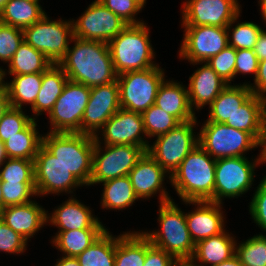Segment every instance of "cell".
Here are the masks:
<instances>
[{
    "label": "cell",
    "instance_id": "obj_51",
    "mask_svg": "<svg viewBox=\"0 0 266 266\" xmlns=\"http://www.w3.org/2000/svg\"><path fill=\"white\" fill-rule=\"evenodd\" d=\"M253 51L255 52V55L257 56L259 61L266 59V31L264 30V28L258 36Z\"/></svg>",
    "mask_w": 266,
    "mask_h": 266
},
{
    "label": "cell",
    "instance_id": "obj_56",
    "mask_svg": "<svg viewBox=\"0 0 266 266\" xmlns=\"http://www.w3.org/2000/svg\"><path fill=\"white\" fill-rule=\"evenodd\" d=\"M258 4L260 6L261 16L262 20H264V23L266 24V0H259Z\"/></svg>",
    "mask_w": 266,
    "mask_h": 266
},
{
    "label": "cell",
    "instance_id": "obj_33",
    "mask_svg": "<svg viewBox=\"0 0 266 266\" xmlns=\"http://www.w3.org/2000/svg\"><path fill=\"white\" fill-rule=\"evenodd\" d=\"M139 231H127L117 236L114 266L144 265L145 235Z\"/></svg>",
    "mask_w": 266,
    "mask_h": 266
},
{
    "label": "cell",
    "instance_id": "obj_7",
    "mask_svg": "<svg viewBox=\"0 0 266 266\" xmlns=\"http://www.w3.org/2000/svg\"><path fill=\"white\" fill-rule=\"evenodd\" d=\"M198 133L199 145L214 159L242 157L260 143L248 132L225 123L205 121Z\"/></svg>",
    "mask_w": 266,
    "mask_h": 266
},
{
    "label": "cell",
    "instance_id": "obj_16",
    "mask_svg": "<svg viewBox=\"0 0 266 266\" xmlns=\"http://www.w3.org/2000/svg\"><path fill=\"white\" fill-rule=\"evenodd\" d=\"M241 9L238 0H186L181 26L227 27Z\"/></svg>",
    "mask_w": 266,
    "mask_h": 266
},
{
    "label": "cell",
    "instance_id": "obj_50",
    "mask_svg": "<svg viewBox=\"0 0 266 266\" xmlns=\"http://www.w3.org/2000/svg\"><path fill=\"white\" fill-rule=\"evenodd\" d=\"M243 84L248 85L253 94L266 99V59L259 61L258 73L254 83L245 82Z\"/></svg>",
    "mask_w": 266,
    "mask_h": 266
},
{
    "label": "cell",
    "instance_id": "obj_54",
    "mask_svg": "<svg viewBox=\"0 0 266 266\" xmlns=\"http://www.w3.org/2000/svg\"><path fill=\"white\" fill-rule=\"evenodd\" d=\"M260 157L262 160V164L266 163V116L264 119V128H263V136H262V140L260 142Z\"/></svg>",
    "mask_w": 266,
    "mask_h": 266
},
{
    "label": "cell",
    "instance_id": "obj_4",
    "mask_svg": "<svg viewBox=\"0 0 266 266\" xmlns=\"http://www.w3.org/2000/svg\"><path fill=\"white\" fill-rule=\"evenodd\" d=\"M147 27L146 23L127 25L108 43L117 75L159 65L153 61L156 54Z\"/></svg>",
    "mask_w": 266,
    "mask_h": 266
},
{
    "label": "cell",
    "instance_id": "obj_35",
    "mask_svg": "<svg viewBox=\"0 0 266 266\" xmlns=\"http://www.w3.org/2000/svg\"><path fill=\"white\" fill-rule=\"evenodd\" d=\"M7 65L8 75L15 76L43 73L52 63L42 52L23 40Z\"/></svg>",
    "mask_w": 266,
    "mask_h": 266
},
{
    "label": "cell",
    "instance_id": "obj_62",
    "mask_svg": "<svg viewBox=\"0 0 266 266\" xmlns=\"http://www.w3.org/2000/svg\"><path fill=\"white\" fill-rule=\"evenodd\" d=\"M3 85L2 70L0 69V87Z\"/></svg>",
    "mask_w": 266,
    "mask_h": 266
},
{
    "label": "cell",
    "instance_id": "obj_29",
    "mask_svg": "<svg viewBox=\"0 0 266 266\" xmlns=\"http://www.w3.org/2000/svg\"><path fill=\"white\" fill-rule=\"evenodd\" d=\"M45 14L39 1L9 0L0 12V22L24 30Z\"/></svg>",
    "mask_w": 266,
    "mask_h": 266
},
{
    "label": "cell",
    "instance_id": "obj_60",
    "mask_svg": "<svg viewBox=\"0 0 266 266\" xmlns=\"http://www.w3.org/2000/svg\"><path fill=\"white\" fill-rule=\"evenodd\" d=\"M9 0H0V12L3 10L5 4L8 2Z\"/></svg>",
    "mask_w": 266,
    "mask_h": 266
},
{
    "label": "cell",
    "instance_id": "obj_30",
    "mask_svg": "<svg viewBox=\"0 0 266 266\" xmlns=\"http://www.w3.org/2000/svg\"><path fill=\"white\" fill-rule=\"evenodd\" d=\"M43 73L15 75L11 82H3L6 87L10 106L23 109L24 105H34L42 84ZM24 104V105H23Z\"/></svg>",
    "mask_w": 266,
    "mask_h": 266
},
{
    "label": "cell",
    "instance_id": "obj_39",
    "mask_svg": "<svg viewBox=\"0 0 266 266\" xmlns=\"http://www.w3.org/2000/svg\"><path fill=\"white\" fill-rule=\"evenodd\" d=\"M144 130L147 138L166 134L181 123L176 117L165 112L155 104L142 113Z\"/></svg>",
    "mask_w": 266,
    "mask_h": 266
},
{
    "label": "cell",
    "instance_id": "obj_34",
    "mask_svg": "<svg viewBox=\"0 0 266 266\" xmlns=\"http://www.w3.org/2000/svg\"><path fill=\"white\" fill-rule=\"evenodd\" d=\"M36 120H33L24 130L13 135L4 142L5 152L8 158H23L34 160L40 146L43 135L39 133Z\"/></svg>",
    "mask_w": 266,
    "mask_h": 266
},
{
    "label": "cell",
    "instance_id": "obj_24",
    "mask_svg": "<svg viewBox=\"0 0 266 266\" xmlns=\"http://www.w3.org/2000/svg\"><path fill=\"white\" fill-rule=\"evenodd\" d=\"M155 105L180 122L197 118L189 102L188 88L175 80H163L157 91Z\"/></svg>",
    "mask_w": 266,
    "mask_h": 266
},
{
    "label": "cell",
    "instance_id": "obj_58",
    "mask_svg": "<svg viewBox=\"0 0 266 266\" xmlns=\"http://www.w3.org/2000/svg\"><path fill=\"white\" fill-rule=\"evenodd\" d=\"M173 266H196L191 260L176 261Z\"/></svg>",
    "mask_w": 266,
    "mask_h": 266
},
{
    "label": "cell",
    "instance_id": "obj_13",
    "mask_svg": "<svg viewBox=\"0 0 266 266\" xmlns=\"http://www.w3.org/2000/svg\"><path fill=\"white\" fill-rule=\"evenodd\" d=\"M179 58L190 63L206 62L228 46L227 27L182 26Z\"/></svg>",
    "mask_w": 266,
    "mask_h": 266
},
{
    "label": "cell",
    "instance_id": "obj_32",
    "mask_svg": "<svg viewBox=\"0 0 266 266\" xmlns=\"http://www.w3.org/2000/svg\"><path fill=\"white\" fill-rule=\"evenodd\" d=\"M102 184L104 188L100 200L101 209L124 210L139 199L128 175L105 181Z\"/></svg>",
    "mask_w": 266,
    "mask_h": 266
},
{
    "label": "cell",
    "instance_id": "obj_59",
    "mask_svg": "<svg viewBox=\"0 0 266 266\" xmlns=\"http://www.w3.org/2000/svg\"><path fill=\"white\" fill-rule=\"evenodd\" d=\"M4 209L5 207H4V200H3V193H2V180L0 179V217Z\"/></svg>",
    "mask_w": 266,
    "mask_h": 266
},
{
    "label": "cell",
    "instance_id": "obj_53",
    "mask_svg": "<svg viewBox=\"0 0 266 266\" xmlns=\"http://www.w3.org/2000/svg\"><path fill=\"white\" fill-rule=\"evenodd\" d=\"M55 266H80L76 257L61 256L57 259Z\"/></svg>",
    "mask_w": 266,
    "mask_h": 266
},
{
    "label": "cell",
    "instance_id": "obj_8",
    "mask_svg": "<svg viewBox=\"0 0 266 266\" xmlns=\"http://www.w3.org/2000/svg\"><path fill=\"white\" fill-rule=\"evenodd\" d=\"M253 159L249 161L246 156L216 159L215 203L223 205L224 198H238L248 192L254 182V171L262 164L260 153Z\"/></svg>",
    "mask_w": 266,
    "mask_h": 266
},
{
    "label": "cell",
    "instance_id": "obj_17",
    "mask_svg": "<svg viewBox=\"0 0 266 266\" xmlns=\"http://www.w3.org/2000/svg\"><path fill=\"white\" fill-rule=\"evenodd\" d=\"M101 130L102 133L100 135H102V138L99 135L94 137L98 144L135 145L146 150L149 148L150 144L146 139L147 135L144 130L142 113L120 108L103 125Z\"/></svg>",
    "mask_w": 266,
    "mask_h": 266
},
{
    "label": "cell",
    "instance_id": "obj_5",
    "mask_svg": "<svg viewBox=\"0 0 266 266\" xmlns=\"http://www.w3.org/2000/svg\"><path fill=\"white\" fill-rule=\"evenodd\" d=\"M158 222L160 229L142 231L151 244L163 249L176 261L191 260L195 251L185 218V212L173 201L159 204Z\"/></svg>",
    "mask_w": 266,
    "mask_h": 266
},
{
    "label": "cell",
    "instance_id": "obj_19",
    "mask_svg": "<svg viewBox=\"0 0 266 266\" xmlns=\"http://www.w3.org/2000/svg\"><path fill=\"white\" fill-rule=\"evenodd\" d=\"M128 177L139 200H148L157 193L159 204L173 200L163 185L166 177L170 180L171 176L147 152L129 172Z\"/></svg>",
    "mask_w": 266,
    "mask_h": 266
},
{
    "label": "cell",
    "instance_id": "obj_49",
    "mask_svg": "<svg viewBox=\"0 0 266 266\" xmlns=\"http://www.w3.org/2000/svg\"><path fill=\"white\" fill-rule=\"evenodd\" d=\"M176 260L163 249L151 244L145 236V263L143 266H173Z\"/></svg>",
    "mask_w": 266,
    "mask_h": 266
},
{
    "label": "cell",
    "instance_id": "obj_42",
    "mask_svg": "<svg viewBox=\"0 0 266 266\" xmlns=\"http://www.w3.org/2000/svg\"><path fill=\"white\" fill-rule=\"evenodd\" d=\"M24 109L10 107L0 120V140L4 143L10 137L24 130L34 119Z\"/></svg>",
    "mask_w": 266,
    "mask_h": 266
},
{
    "label": "cell",
    "instance_id": "obj_43",
    "mask_svg": "<svg viewBox=\"0 0 266 266\" xmlns=\"http://www.w3.org/2000/svg\"><path fill=\"white\" fill-rule=\"evenodd\" d=\"M4 207L22 205L37 196L35 183L2 182Z\"/></svg>",
    "mask_w": 266,
    "mask_h": 266
},
{
    "label": "cell",
    "instance_id": "obj_27",
    "mask_svg": "<svg viewBox=\"0 0 266 266\" xmlns=\"http://www.w3.org/2000/svg\"><path fill=\"white\" fill-rule=\"evenodd\" d=\"M68 80L59 64H52L43 72L41 88L34 105L31 107L32 113H34L31 117L34 120L43 112L49 114Z\"/></svg>",
    "mask_w": 266,
    "mask_h": 266
},
{
    "label": "cell",
    "instance_id": "obj_31",
    "mask_svg": "<svg viewBox=\"0 0 266 266\" xmlns=\"http://www.w3.org/2000/svg\"><path fill=\"white\" fill-rule=\"evenodd\" d=\"M107 228H87L57 232L51 239L53 247L63 256L77 257L88 248Z\"/></svg>",
    "mask_w": 266,
    "mask_h": 266
},
{
    "label": "cell",
    "instance_id": "obj_25",
    "mask_svg": "<svg viewBox=\"0 0 266 266\" xmlns=\"http://www.w3.org/2000/svg\"><path fill=\"white\" fill-rule=\"evenodd\" d=\"M226 229L195 244L191 261L196 266H216L235 255L236 239Z\"/></svg>",
    "mask_w": 266,
    "mask_h": 266
},
{
    "label": "cell",
    "instance_id": "obj_23",
    "mask_svg": "<svg viewBox=\"0 0 266 266\" xmlns=\"http://www.w3.org/2000/svg\"><path fill=\"white\" fill-rule=\"evenodd\" d=\"M202 65L189 77L188 95L191 108L195 112L210 105L228 85L214 70L204 62L190 63Z\"/></svg>",
    "mask_w": 266,
    "mask_h": 266
},
{
    "label": "cell",
    "instance_id": "obj_52",
    "mask_svg": "<svg viewBox=\"0 0 266 266\" xmlns=\"http://www.w3.org/2000/svg\"><path fill=\"white\" fill-rule=\"evenodd\" d=\"M9 96L4 85L0 87V120L4 113L10 108Z\"/></svg>",
    "mask_w": 266,
    "mask_h": 266
},
{
    "label": "cell",
    "instance_id": "obj_57",
    "mask_svg": "<svg viewBox=\"0 0 266 266\" xmlns=\"http://www.w3.org/2000/svg\"><path fill=\"white\" fill-rule=\"evenodd\" d=\"M8 159L6 152H5V147L4 143L0 140V166Z\"/></svg>",
    "mask_w": 266,
    "mask_h": 266
},
{
    "label": "cell",
    "instance_id": "obj_18",
    "mask_svg": "<svg viewBox=\"0 0 266 266\" xmlns=\"http://www.w3.org/2000/svg\"><path fill=\"white\" fill-rule=\"evenodd\" d=\"M121 108L117 80L91 88L81 121V134L95 137L103 125Z\"/></svg>",
    "mask_w": 266,
    "mask_h": 266
},
{
    "label": "cell",
    "instance_id": "obj_26",
    "mask_svg": "<svg viewBox=\"0 0 266 266\" xmlns=\"http://www.w3.org/2000/svg\"><path fill=\"white\" fill-rule=\"evenodd\" d=\"M265 116L266 99L253 94L225 124L250 133L260 143L263 136Z\"/></svg>",
    "mask_w": 266,
    "mask_h": 266
},
{
    "label": "cell",
    "instance_id": "obj_2",
    "mask_svg": "<svg viewBox=\"0 0 266 266\" xmlns=\"http://www.w3.org/2000/svg\"><path fill=\"white\" fill-rule=\"evenodd\" d=\"M216 159L199 144L186 156L170 177L181 201L214 202Z\"/></svg>",
    "mask_w": 266,
    "mask_h": 266
},
{
    "label": "cell",
    "instance_id": "obj_1",
    "mask_svg": "<svg viewBox=\"0 0 266 266\" xmlns=\"http://www.w3.org/2000/svg\"><path fill=\"white\" fill-rule=\"evenodd\" d=\"M74 45L59 61L68 79L89 88L117 80L108 43L73 37Z\"/></svg>",
    "mask_w": 266,
    "mask_h": 266
},
{
    "label": "cell",
    "instance_id": "obj_11",
    "mask_svg": "<svg viewBox=\"0 0 266 266\" xmlns=\"http://www.w3.org/2000/svg\"><path fill=\"white\" fill-rule=\"evenodd\" d=\"M103 145L95 141L89 186L128 175L147 152L135 145Z\"/></svg>",
    "mask_w": 266,
    "mask_h": 266
},
{
    "label": "cell",
    "instance_id": "obj_47",
    "mask_svg": "<svg viewBox=\"0 0 266 266\" xmlns=\"http://www.w3.org/2000/svg\"><path fill=\"white\" fill-rule=\"evenodd\" d=\"M27 241L0 219V252L22 254L27 249Z\"/></svg>",
    "mask_w": 266,
    "mask_h": 266
},
{
    "label": "cell",
    "instance_id": "obj_9",
    "mask_svg": "<svg viewBox=\"0 0 266 266\" xmlns=\"http://www.w3.org/2000/svg\"><path fill=\"white\" fill-rule=\"evenodd\" d=\"M197 125V118L181 122L166 134L157 136L153 144L149 145L147 153L170 176L186 156L199 144L198 134H194V128Z\"/></svg>",
    "mask_w": 266,
    "mask_h": 266
},
{
    "label": "cell",
    "instance_id": "obj_12",
    "mask_svg": "<svg viewBox=\"0 0 266 266\" xmlns=\"http://www.w3.org/2000/svg\"><path fill=\"white\" fill-rule=\"evenodd\" d=\"M91 88L68 80L48 114L49 132L81 133V121L88 104Z\"/></svg>",
    "mask_w": 266,
    "mask_h": 266
},
{
    "label": "cell",
    "instance_id": "obj_36",
    "mask_svg": "<svg viewBox=\"0 0 266 266\" xmlns=\"http://www.w3.org/2000/svg\"><path fill=\"white\" fill-rule=\"evenodd\" d=\"M117 236L106 229L76 258L80 266H114Z\"/></svg>",
    "mask_w": 266,
    "mask_h": 266
},
{
    "label": "cell",
    "instance_id": "obj_14",
    "mask_svg": "<svg viewBox=\"0 0 266 266\" xmlns=\"http://www.w3.org/2000/svg\"><path fill=\"white\" fill-rule=\"evenodd\" d=\"M81 15L77 20L72 18V24L74 37L82 40L109 43L128 25L98 0L93 1Z\"/></svg>",
    "mask_w": 266,
    "mask_h": 266
},
{
    "label": "cell",
    "instance_id": "obj_44",
    "mask_svg": "<svg viewBox=\"0 0 266 266\" xmlns=\"http://www.w3.org/2000/svg\"><path fill=\"white\" fill-rule=\"evenodd\" d=\"M206 63L224 82L232 84L231 81L235 79L236 49L228 45L220 53L206 61Z\"/></svg>",
    "mask_w": 266,
    "mask_h": 266
},
{
    "label": "cell",
    "instance_id": "obj_22",
    "mask_svg": "<svg viewBox=\"0 0 266 266\" xmlns=\"http://www.w3.org/2000/svg\"><path fill=\"white\" fill-rule=\"evenodd\" d=\"M48 211L36 200L22 205L6 206L0 219L27 242L47 224Z\"/></svg>",
    "mask_w": 266,
    "mask_h": 266
},
{
    "label": "cell",
    "instance_id": "obj_21",
    "mask_svg": "<svg viewBox=\"0 0 266 266\" xmlns=\"http://www.w3.org/2000/svg\"><path fill=\"white\" fill-rule=\"evenodd\" d=\"M74 195L68 197L61 205L55 207L52 213H47V223L59 228L58 232L79 230L87 228H106L98 217L92 213V209Z\"/></svg>",
    "mask_w": 266,
    "mask_h": 266
},
{
    "label": "cell",
    "instance_id": "obj_41",
    "mask_svg": "<svg viewBox=\"0 0 266 266\" xmlns=\"http://www.w3.org/2000/svg\"><path fill=\"white\" fill-rule=\"evenodd\" d=\"M23 40V30L0 22V60L3 63H9ZM0 69L4 82L5 76H7L6 68L4 70L3 67H0Z\"/></svg>",
    "mask_w": 266,
    "mask_h": 266
},
{
    "label": "cell",
    "instance_id": "obj_55",
    "mask_svg": "<svg viewBox=\"0 0 266 266\" xmlns=\"http://www.w3.org/2000/svg\"><path fill=\"white\" fill-rule=\"evenodd\" d=\"M216 266H244V265L240 262L239 258L236 255H234L229 260L223 261Z\"/></svg>",
    "mask_w": 266,
    "mask_h": 266
},
{
    "label": "cell",
    "instance_id": "obj_48",
    "mask_svg": "<svg viewBox=\"0 0 266 266\" xmlns=\"http://www.w3.org/2000/svg\"><path fill=\"white\" fill-rule=\"evenodd\" d=\"M259 67V60L255 52L251 49H237L236 50V65L235 77L238 74H254V79L257 77Z\"/></svg>",
    "mask_w": 266,
    "mask_h": 266
},
{
    "label": "cell",
    "instance_id": "obj_20",
    "mask_svg": "<svg viewBox=\"0 0 266 266\" xmlns=\"http://www.w3.org/2000/svg\"><path fill=\"white\" fill-rule=\"evenodd\" d=\"M183 203L196 207L194 211L185 213L187 227L195 244L218 235L226 229L224 212L220 203L211 201H183Z\"/></svg>",
    "mask_w": 266,
    "mask_h": 266
},
{
    "label": "cell",
    "instance_id": "obj_38",
    "mask_svg": "<svg viewBox=\"0 0 266 266\" xmlns=\"http://www.w3.org/2000/svg\"><path fill=\"white\" fill-rule=\"evenodd\" d=\"M235 255L244 266H266V235H254L240 244L236 241Z\"/></svg>",
    "mask_w": 266,
    "mask_h": 266
},
{
    "label": "cell",
    "instance_id": "obj_6",
    "mask_svg": "<svg viewBox=\"0 0 266 266\" xmlns=\"http://www.w3.org/2000/svg\"><path fill=\"white\" fill-rule=\"evenodd\" d=\"M164 69L159 65L117 76L120 106L123 109L143 113L155 104L158 88L165 79Z\"/></svg>",
    "mask_w": 266,
    "mask_h": 266
},
{
    "label": "cell",
    "instance_id": "obj_45",
    "mask_svg": "<svg viewBox=\"0 0 266 266\" xmlns=\"http://www.w3.org/2000/svg\"><path fill=\"white\" fill-rule=\"evenodd\" d=\"M106 8L118 15L128 25H138L145 23L143 20L136 19V15L144 8L136 0H98Z\"/></svg>",
    "mask_w": 266,
    "mask_h": 266
},
{
    "label": "cell",
    "instance_id": "obj_3",
    "mask_svg": "<svg viewBox=\"0 0 266 266\" xmlns=\"http://www.w3.org/2000/svg\"><path fill=\"white\" fill-rule=\"evenodd\" d=\"M42 145L83 185L92 175L95 138L81 133L47 132Z\"/></svg>",
    "mask_w": 266,
    "mask_h": 266
},
{
    "label": "cell",
    "instance_id": "obj_15",
    "mask_svg": "<svg viewBox=\"0 0 266 266\" xmlns=\"http://www.w3.org/2000/svg\"><path fill=\"white\" fill-rule=\"evenodd\" d=\"M37 196L61 193L74 194L76 187L83 185L43 145L34 159Z\"/></svg>",
    "mask_w": 266,
    "mask_h": 266
},
{
    "label": "cell",
    "instance_id": "obj_40",
    "mask_svg": "<svg viewBox=\"0 0 266 266\" xmlns=\"http://www.w3.org/2000/svg\"><path fill=\"white\" fill-rule=\"evenodd\" d=\"M0 179L2 182L35 183L34 160L8 158L0 166Z\"/></svg>",
    "mask_w": 266,
    "mask_h": 266
},
{
    "label": "cell",
    "instance_id": "obj_28",
    "mask_svg": "<svg viewBox=\"0 0 266 266\" xmlns=\"http://www.w3.org/2000/svg\"><path fill=\"white\" fill-rule=\"evenodd\" d=\"M253 91L245 84H228L209 105L206 121L225 123L251 96Z\"/></svg>",
    "mask_w": 266,
    "mask_h": 266
},
{
    "label": "cell",
    "instance_id": "obj_61",
    "mask_svg": "<svg viewBox=\"0 0 266 266\" xmlns=\"http://www.w3.org/2000/svg\"><path fill=\"white\" fill-rule=\"evenodd\" d=\"M136 1H138L144 7L147 0H136Z\"/></svg>",
    "mask_w": 266,
    "mask_h": 266
},
{
    "label": "cell",
    "instance_id": "obj_37",
    "mask_svg": "<svg viewBox=\"0 0 266 266\" xmlns=\"http://www.w3.org/2000/svg\"><path fill=\"white\" fill-rule=\"evenodd\" d=\"M240 13L227 26L228 45L234 49H251L257 42L258 36L263 30L254 22L244 21L235 24L240 17ZM235 26V27H233ZM232 28V29H231ZM232 34V35H231Z\"/></svg>",
    "mask_w": 266,
    "mask_h": 266
},
{
    "label": "cell",
    "instance_id": "obj_46",
    "mask_svg": "<svg viewBox=\"0 0 266 266\" xmlns=\"http://www.w3.org/2000/svg\"><path fill=\"white\" fill-rule=\"evenodd\" d=\"M256 188L251 202H249V214L254 223L266 232V176L262 178Z\"/></svg>",
    "mask_w": 266,
    "mask_h": 266
},
{
    "label": "cell",
    "instance_id": "obj_10",
    "mask_svg": "<svg viewBox=\"0 0 266 266\" xmlns=\"http://www.w3.org/2000/svg\"><path fill=\"white\" fill-rule=\"evenodd\" d=\"M45 14L40 20L23 30L24 40L42 52L52 64H58L73 39L72 20H50Z\"/></svg>",
    "mask_w": 266,
    "mask_h": 266
}]
</instances>
